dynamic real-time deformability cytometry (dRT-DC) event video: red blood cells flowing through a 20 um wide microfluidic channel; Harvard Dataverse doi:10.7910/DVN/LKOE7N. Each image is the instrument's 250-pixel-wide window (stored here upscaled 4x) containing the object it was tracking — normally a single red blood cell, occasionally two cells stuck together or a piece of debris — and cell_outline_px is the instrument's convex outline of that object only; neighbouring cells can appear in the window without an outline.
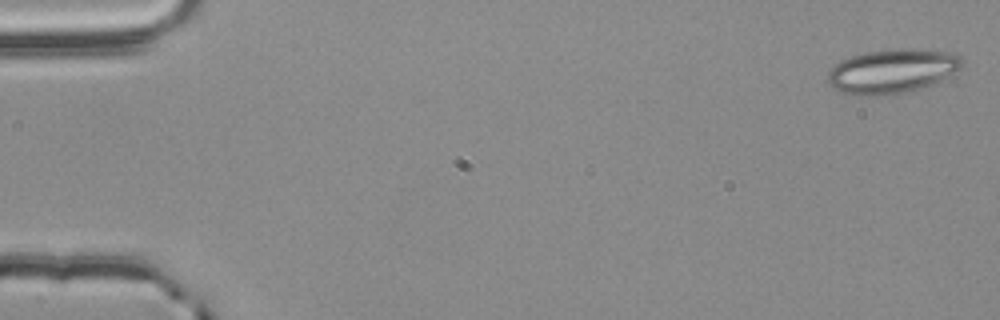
{"species": "common noctule bat (a hibernating species)", "species_latin": "Nyctalus noctula", "temperature_condition": "room temperature", "stored_images_in_passage": 54, "camera_frame_rate_fps": 3000, "um_per_image_px": 0.085, "animal": {"sex": "male", "body_mass_g": 20.4}, "frame": {"image": 1, "passage_image": 1, "time_ms": 0.0, "image_size_px": [1000, 320], "cell_outline_px": [[964, 68], [940, 80], [920, 88], [908, 92], [888, 96], [860, 96], [840, 92], [832, 88], [828, 84], [828, 72], [840, 60], [864, 52], [888, 48], [916, 48], [956, 52], [964, 60]], "centroid_in_image_um": [75.87, 6.03], "position_along_channel_um": 9.1, "area_um2": 35.55}}
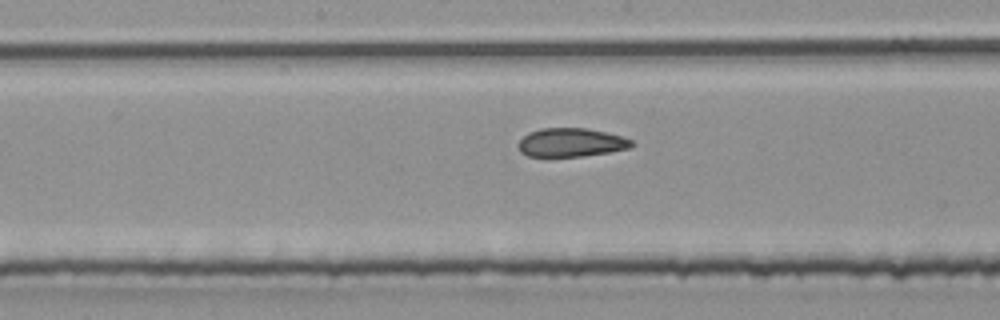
{"frame": {"image": 2, "passage_image": 28, "time_ms": 9.0, "image_size_px": [1000, 320], "cell_outline_px": [[636, 144], [632, 148], [584, 156], [528, 156], [520, 152], [520, 140], [528, 132], [540, 128], [588, 128], [620, 136], [632, 140]], "centroid_in_image_um": [48.58, 12.11], "position_along_channel_um": 199.6, "area_um2": 18.84}}
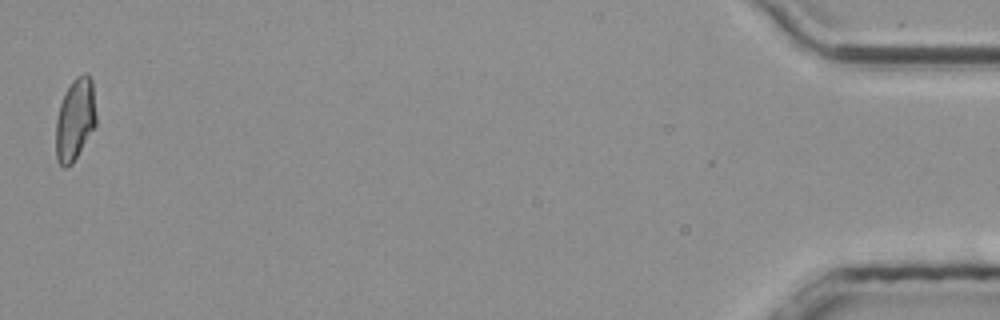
{"frame": {"image": 3, "passage_image": 54, "time_ms": 17.667, "image_size_px": [1000, 320], "cell_outline_px": [[96, 124], [72, 164], [64, 168], [56, 160], [56, 120], [60, 104], [64, 92], [72, 80], [76, 76], [84, 72], [88, 72], [92, 80], [96, 116]], "centroid_in_image_um": [6.38, 10.11], "position_along_channel_um": 428.8, "area_um2": 19.36}, "authors_computed_cell_mechanics": {"area_um2": 19.941, "velocity_mm_per_s": 3.7886, "shape_relaxation_time_tau1_ms": null, "shape_relaxation_time_tau2_ms": 1.2047, "deformation_change_tau1": null, "deformation_change_tau2": 0.0703}}